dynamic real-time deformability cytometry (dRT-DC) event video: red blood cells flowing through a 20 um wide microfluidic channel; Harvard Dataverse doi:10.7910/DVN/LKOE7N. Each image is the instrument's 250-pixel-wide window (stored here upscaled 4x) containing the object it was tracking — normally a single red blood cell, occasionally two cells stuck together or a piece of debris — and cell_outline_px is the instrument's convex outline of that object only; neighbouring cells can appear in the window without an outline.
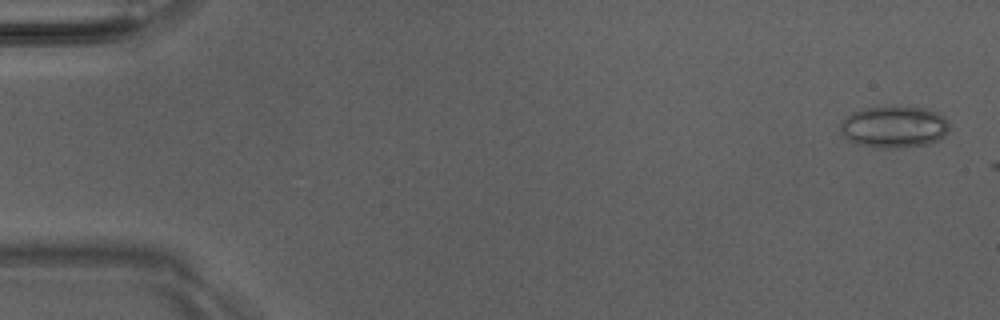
{"species": "Egyptian fruit bat (a non-hibernating species)", "species_latin": "Rousettus aegyptiacus", "temperature_condition": "room temperature", "stored_images_in_passage": 4, "camera_frame_rate_fps": 3000, "um_per_image_px": 0.085, "animal": {"sex": "male"}, "frame": {"image": 1, "passage_image": 2, "time_ms": 0.333, "image_size_px": [1000, 320], "cell_outline_px": [[948, 132], [944, 136], [928, 144], [900, 148], [880, 148], [860, 144], [848, 140], [840, 132], [840, 124], [844, 116], [852, 112], [868, 108], [892, 104], [924, 108], [936, 112], [944, 116], [948, 120]], "centroid_in_image_um": [75.98, 10.75], "position_along_channel_um": 9.0, "area_um2": 27.05}}